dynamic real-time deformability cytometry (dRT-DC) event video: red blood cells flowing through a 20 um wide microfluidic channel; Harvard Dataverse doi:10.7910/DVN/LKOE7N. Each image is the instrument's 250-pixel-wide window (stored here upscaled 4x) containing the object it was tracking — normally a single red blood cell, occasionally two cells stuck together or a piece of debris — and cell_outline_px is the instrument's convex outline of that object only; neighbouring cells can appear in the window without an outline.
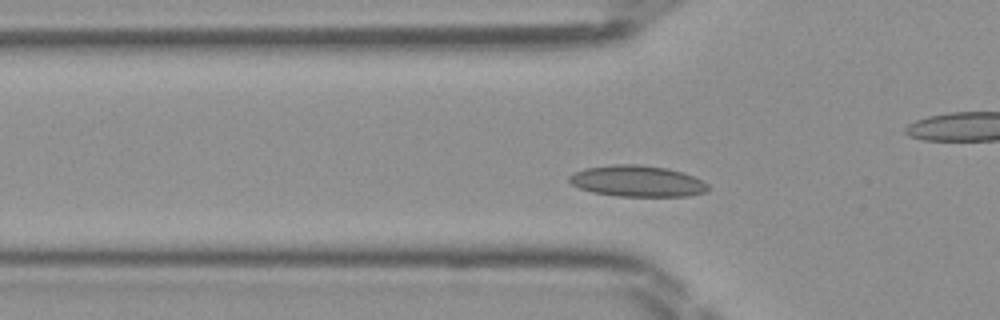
{"species": "Egyptian fruit bat (a non-hibernating species)", "species_latin": "Rousettus aegyptiacus", "temperature_condition": "room temperature", "stored_images_in_passage": 36, "camera_frame_rate_fps": 3000, "um_per_image_px": 0.085, "frame": {"image": 1, "passage_image": 8, "time_ms": 2.333, "image_size_px": [1000, 320], "cell_outline_px": [[708, 188], [704, 192], [688, 196], [616, 196], [592, 192], [580, 188], [572, 184], [568, 180], [568, 176], [572, 172], [584, 168], [612, 164], [640, 164], [668, 168], [684, 172], [708, 184]], "centroid_in_image_um": [54.12, 15.38], "position_along_channel_um": 71.7, "area_um2": 25.37}}
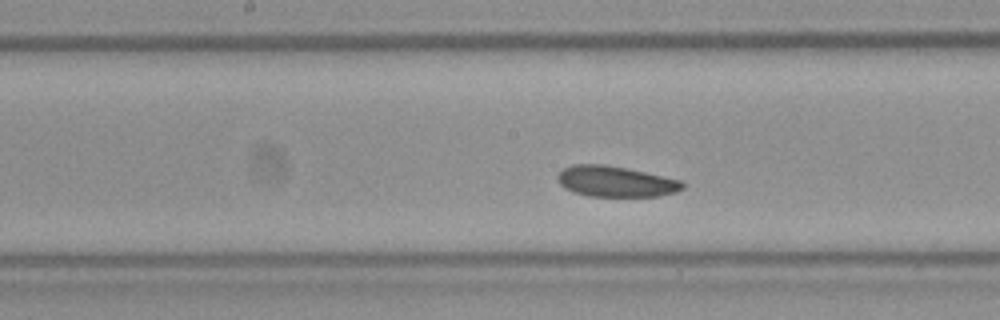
{"frame": {"image": 2, "passage_image": 17, "time_ms": 5.333, "image_size_px": [1000, 320], "cell_outline_px": [[684, 188], [676, 192], [656, 196], [588, 196], [564, 188], [560, 184], [556, 176], [564, 168], [572, 164], [604, 164], [644, 172], [680, 180], [684, 184]], "centroid_in_image_um": [52.3, 15.42], "position_along_channel_um": 195.9, "area_um2": 22.14}}
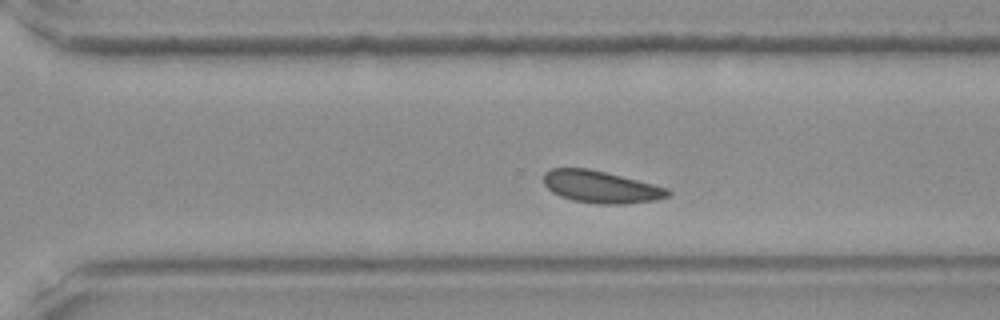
{"frame": {"image": 3, "passage_image": 26, "time_ms": 8.333, "image_size_px": [1000, 320], "cell_outline_px": [[672, 192], [668, 196], [656, 200], [628, 204], [600, 204], [572, 200], [560, 196], [552, 192], [544, 184], [544, 172], [552, 168], [588, 168], [668, 188]], "centroid_in_image_um": [51.06, 15.89], "position_along_channel_um": 319.5, "area_um2": 23.12}}